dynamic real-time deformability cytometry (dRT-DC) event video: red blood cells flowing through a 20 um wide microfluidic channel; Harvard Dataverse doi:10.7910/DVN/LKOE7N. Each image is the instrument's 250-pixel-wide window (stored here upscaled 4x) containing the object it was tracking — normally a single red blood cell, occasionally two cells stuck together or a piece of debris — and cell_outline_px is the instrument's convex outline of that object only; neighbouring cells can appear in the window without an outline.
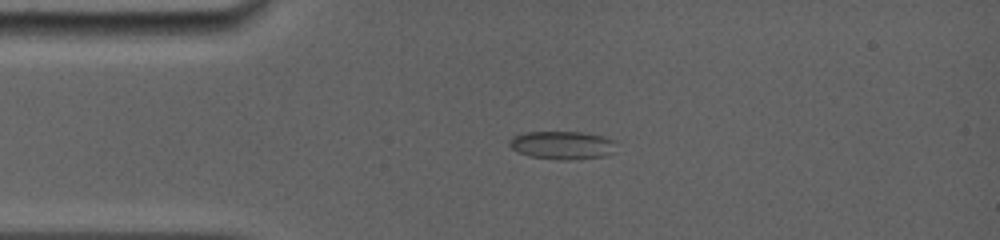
{"species": "common noctule bat (a hibernating species)", "species_latin": "Nyctalus noctula", "temperature_condition": "room temperature", "stored_images_in_passage": 54, "camera_frame_rate_fps": 5000, "um_per_image_px": 0.085, "animal": {"sex": "female", "body_mass_g": 19.0, "forearm_length_mm": 56.7}, "frame": {"image": 1, "passage_image": 9, "time_ms": 2.6, "image_size_px": [1000, 240], "cell_outline_px": [[616, 140], [612, 152], [604, 156], [568, 160], [560, 160], [528, 156], [512, 148], [508, 144], [508, 140], [512, 136], [524, 132], [580, 132], [604, 136]], "centroid_in_image_um": [47.77, 12.33], "position_along_channel_um": 37.2, "area_um2": 17.57}}
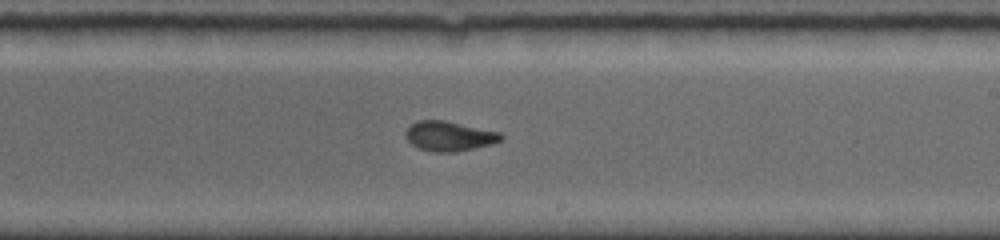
{"frame": {"image": 2, "passage_image": 33, "time_ms": 8.6, "image_size_px": [1000, 240], "cell_outline_px": [[504, 140], [492, 144], [456, 152], [432, 152], [416, 148], [404, 136], [404, 132], [416, 120], [444, 120], [500, 132], [504, 136]], "centroid_in_image_um": [38.18, 11.58], "position_along_channel_um": 250.8, "area_um2": 16.76}}
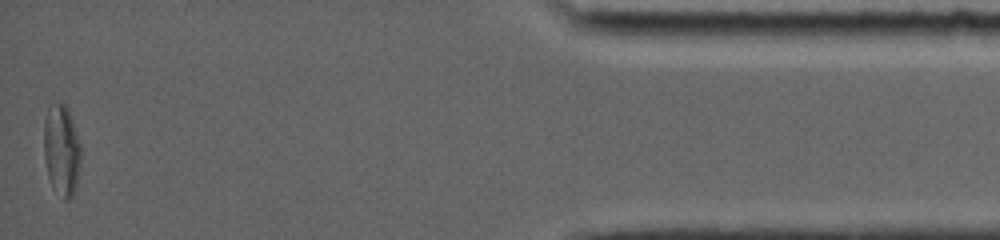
{"frame": {"image": 3, "passage_image": 54, "time_ms": 14.8, "image_size_px": [1000, 240], "cell_outline_px": [[80, 168], [76, 184], [72, 196], [68, 200], [64, 200], [52, 188], [48, 176], [44, 156], [44, 120], [48, 104], [64, 104], [68, 108], [80, 144]], "centroid_in_image_um": [5.22, 12.77], "position_along_channel_um": 430.0, "area_um2": 19.71}, "authors_computed_cell_mechanics": {"area_um2": 16.9065, "velocity_mm_per_s": 3.9615, "shape_relaxation_time_tau1_ms": 6.2193, "shape_relaxation_time_tau2_ms": 1.1546, "deformation_change_tau1": 0.1798, "deformation_change_tau2": 0.0587}}